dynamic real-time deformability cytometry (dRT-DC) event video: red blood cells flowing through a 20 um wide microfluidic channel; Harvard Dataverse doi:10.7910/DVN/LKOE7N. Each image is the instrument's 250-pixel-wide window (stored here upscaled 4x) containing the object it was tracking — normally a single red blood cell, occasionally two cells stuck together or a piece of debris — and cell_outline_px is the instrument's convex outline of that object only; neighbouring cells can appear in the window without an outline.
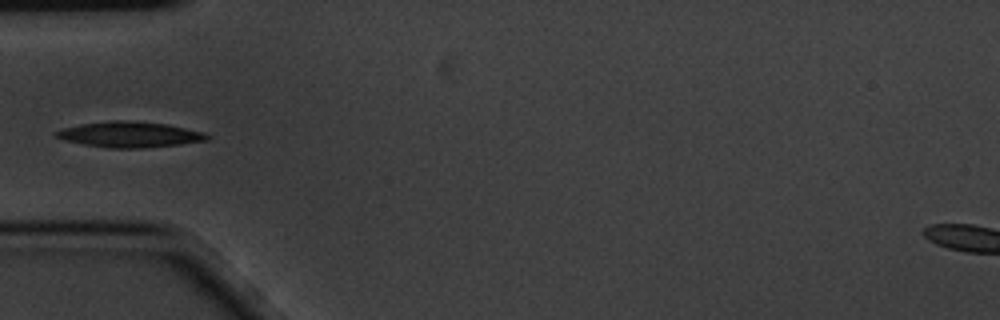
{"species": "common noctule bat (a hibernating species)", "species_latin": "Nyctalus noctula", "temperature_condition": "cold", "stored_images_in_passage": 5, "camera_frame_rate_fps": 3000, "um_per_image_px": 0.085, "animal": {"sex": "male", "body_mass_g": 20.1, "forearm_length_mm": 53.5}, "frame": {"image": 1, "passage_image": 5, "time_ms": 1.333, "image_size_px": [1000, 320], "cell_outline_px": [[212, 136], [208, 140], [180, 144], [144, 148], [108, 148], [84, 144], [64, 140], [56, 136], [56, 132], [60, 128], [80, 124], [112, 120], [128, 120], [168, 124], [204, 132]], "centroid_in_image_um": [11.05, 11.43], "position_along_channel_um": 74.0, "area_um2": 22.66}}